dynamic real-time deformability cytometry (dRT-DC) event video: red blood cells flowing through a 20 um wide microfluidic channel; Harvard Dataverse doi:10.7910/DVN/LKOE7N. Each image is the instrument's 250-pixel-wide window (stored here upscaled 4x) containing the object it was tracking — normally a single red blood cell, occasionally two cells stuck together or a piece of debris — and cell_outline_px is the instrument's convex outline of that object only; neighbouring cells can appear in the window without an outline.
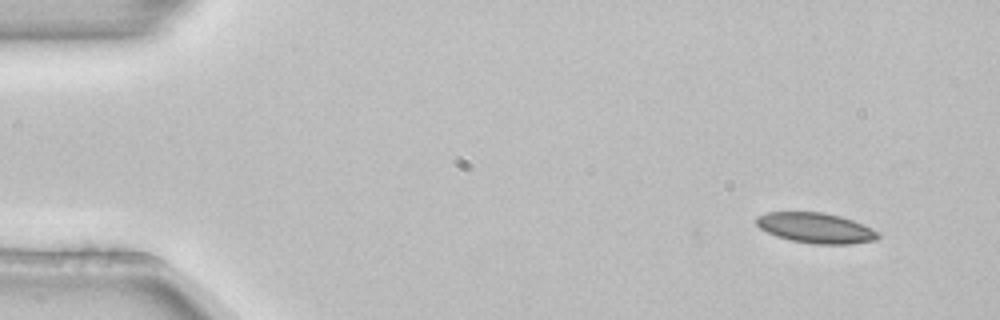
{"species": "common noctule bat (a hibernating species)", "species_latin": "Nyctalus noctula", "temperature_condition": "room temperature", "stored_images_in_passage": 4, "camera_frame_rate_fps": 3000, "um_per_image_px": 0.085, "animal": {"sex": "female", "body_mass_g": 22.7, "forearm_length_mm": 54.2}, "frame": {"image": 1, "passage_image": 1, "time_ms": 0.0, "image_size_px": [1000, 320], "cell_outline_px": [[880, 236], [876, 240], [852, 244], [816, 244], [792, 240], [776, 236], [760, 228], [756, 224], [756, 216], [768, 212], [824, 212], [840, 216], [852, 220], [872, 228], [880, 232]], "centroid_in_image_um": [69.36, 19.37], "position_along_channel_um": 15.6, "area_um2": 21.5}}
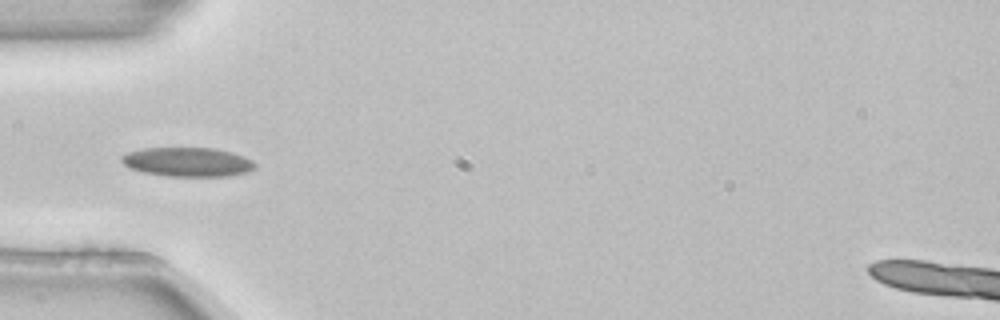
{"frame": {"image": 2, "passage_image": 4, "time_ms": 1.0, "image_size_px": [1000, 320], "cell_outline_px": [[256, 168], [248, 172], [228, 176], [168, 176], [144, 172], [128, 168], [120, 160], [120, 156], [128, 152], [144, 148], [216, 148], [232, 152], [244, 156], [252, 160], [256, 164]], "centroid_in_image_um": [15.96, 13.76], "position_along_channel_um": 69.0, "area_um2": 22.83}}